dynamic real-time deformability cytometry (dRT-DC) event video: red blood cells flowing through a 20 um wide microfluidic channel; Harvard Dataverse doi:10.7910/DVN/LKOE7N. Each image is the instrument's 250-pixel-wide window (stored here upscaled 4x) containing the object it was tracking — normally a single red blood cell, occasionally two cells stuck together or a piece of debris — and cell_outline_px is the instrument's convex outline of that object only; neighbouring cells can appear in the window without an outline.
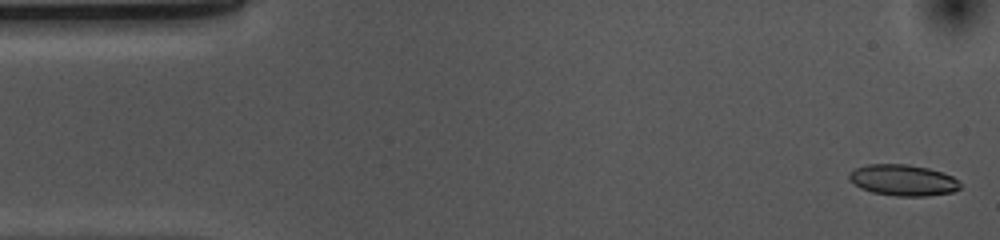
{"species": "common noctule bat (a hibernating species)", "species_latin": "Nyctalus noctula", "temperature_condition": "cold", "stored_images_in_passage": 52, "camera_frame_rate_fps": 3000, "um_per_image_px": 0.085, "animal": {"sex": "female", "body_mass_g": 10.0, "forearm_length_mm": 53.1}, "frame": {"image": 1, "passage_image": 1, "time_ms": 0.0, "image_size_px": [1000, 240], "cell_outline_px": [[960, 188], [952, 192], [928, 196], [896, 196], [872, 192], [860, 188], [848, 180], [848, 172], [856, 168], [868, 164], [908, 164], [928, 168], [952, 176], [960, 184]], "centroid_in_image_um": [76.71, 15.31], "position_along_channel_um": 8.3, "area_um2": 20.17}}
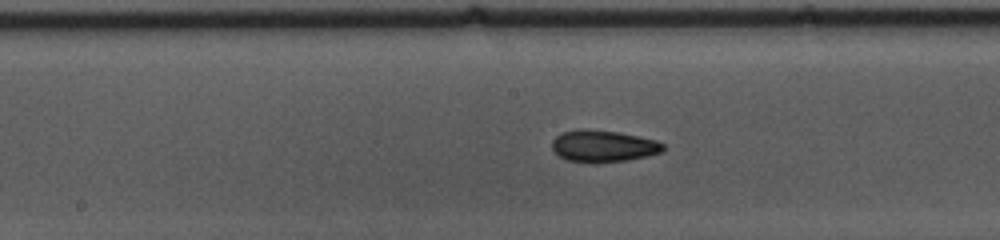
{"frame": {"image": 2, "passage_image": 25, "time_ms": 8.0, "image_size_px": [1000, 240], "cell_outline_px": [[664, 148], [660, 152], [648, 156], [628, 160], [568, 160], [560, 156], [552, 148], [552, 140], [556, 136], [564, 132], [576, 128], [588, 128], [620, 132], [656, 140], [664, 144]], "centroid_in_image_um": [51.29, 12.36], "position_along_channel_um": 196.9, "area_um2": 20.06}}
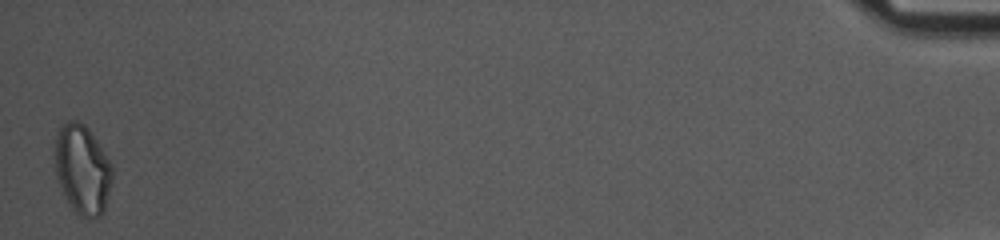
{"frame": {"image": 3, "passage_image": 52, "time_ms": 17.0, "image_size_px": [1000, 240], "cell_outline_px": [[112, 184], [104, 212], [100, 216], [92, 220], [76, 216], [64, 196], [56, 176], [56, 136], [60, 128], [68, 120], [80, 120], [88, 128], [112, 164]], "centroid_in_image_um": [7.03, 14.47], "position_along_channel_um": 428.2, "area_um2": 30.17}, "authors_computed_cell_mechanics": {"area_um2": 20.5479, "velocity_mm_per_s": 3.6868, "shape_relaxation_time_tau1_ms": 6.8657, "shape_relaxation_time_tau2_ms": 2.849, "deformation_change_tau1": 0.1324, "deformation_change_tau2": 0.0776}}